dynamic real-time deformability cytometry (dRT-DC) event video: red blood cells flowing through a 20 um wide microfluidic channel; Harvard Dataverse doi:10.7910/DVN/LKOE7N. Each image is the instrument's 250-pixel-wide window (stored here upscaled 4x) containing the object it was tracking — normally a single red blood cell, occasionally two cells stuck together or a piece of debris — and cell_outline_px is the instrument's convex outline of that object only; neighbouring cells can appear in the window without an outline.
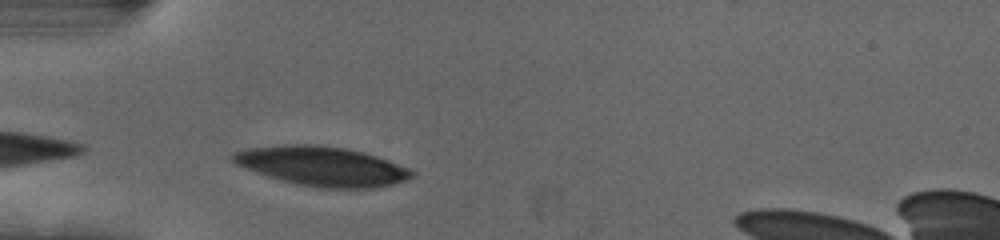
{"species": "human", "species_latin": "Homo sapiens", "temperature_condition": "cold", "stored_images_in_passage": 29, "camera_frame_rate_fps": 3000, "um_per_image_px": 0.085, "donor": {"sex": "female"}, "frame": {"image": 1, "passage_image": 1, "time_ms": 0.0, "image_size_px": [1000, 240], "cell_outline_px": [[412, 176], [408, 180], [376, 188], [320, 188], [296, 184], [268, 176], [236, 164], [228, 156], [232, 152], [248, 148], [284, 144], [316, 144], [348, 148], [364, 152], [376, 156], [408, 168], [412, 172]], "centroid_in_image_um": [27.34, 14.11], "position_along_channel_um": 57.7, "area_um2": 41.1}}
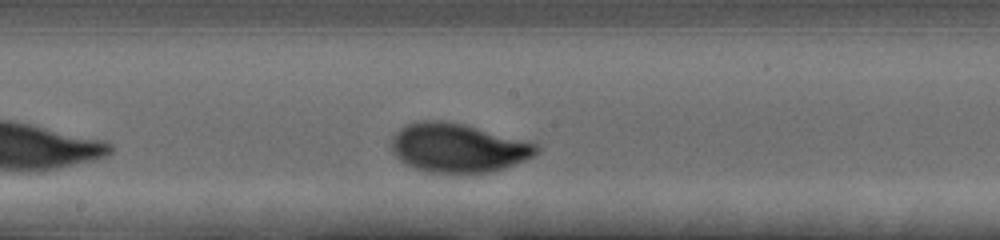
{"frame": {"image": 2, "passage_image": 14, "time_ms": 4.333, "image_size_px": [1000, 240], "cell_outline_px": [[540, 148], [532, 156], [524, 160], [504, 168], [492, 172], [460, 176], [452, 176], [428, 172], [412, 168], [404, 164], [392, 152], [392, 136], [400, 128], [408, 124], [420, 120], [440, 120], [464, 124], [528, 140], [536, 144]], "centroid_in_image_um": [38.91, 12.61], "position_along_channel_um": 209.3, "area_um2": 42.43}}
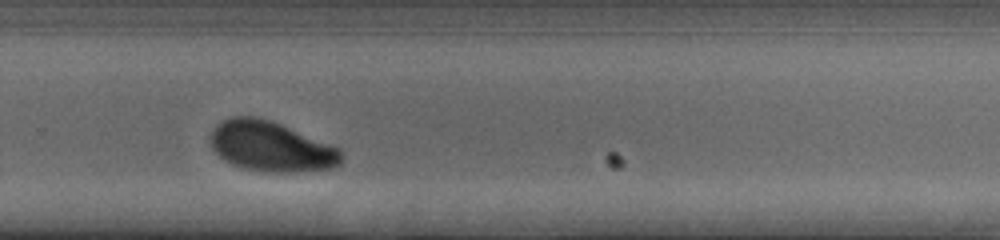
{"frame": {"image": 3, "passage_image": 22, "time_ms": 7.0, "image_size_px": [1000, 240], "cell_outline_px": [[344, 156], [340, 164], [332, 168], [288, 172], [264, 172], [244, 168], [232, 164], [224, 160], [212, 148], [212, 132], [216, 124], [232, 116], [252, 116], [272, 120], [340, 148]], "centroid_in_image_um": [23.06, 12.45], "position_along_channel_um": 306.7, "area_um2": 38.15}, "authors_computed_cell_mechanics": {"area_um2": 40.1132, "velocity_mm_per_s": 3.6781, "shape_relaxation_time_tau1_ms": 2.777, "shape_relaxation_time_tau2_ms": null, "deformation_change_tau1": 0.1718, "deformation_change_tau2": null}}